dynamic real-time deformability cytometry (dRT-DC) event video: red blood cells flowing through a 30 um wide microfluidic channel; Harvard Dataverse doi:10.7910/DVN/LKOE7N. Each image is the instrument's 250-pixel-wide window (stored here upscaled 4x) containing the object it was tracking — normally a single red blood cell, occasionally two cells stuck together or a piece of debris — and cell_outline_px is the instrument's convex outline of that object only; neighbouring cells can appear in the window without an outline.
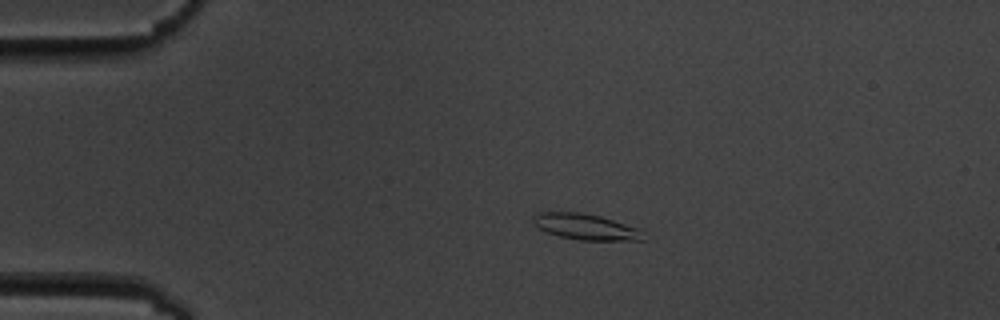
{"species": "common noctule bat (a hibernating species)", "species_latin": "Nyctalus noctula", "temperature_condition": "cold", "stored_images_in_passage": 4, "camera_frame_rate_fps": 3000, "um_per_image_px": 0.085, "animal": {"sex": "male", "body_mass_g": 19.5, "forearm_length_mm": 54.6}, "frame": {"image": 1, "passage_image": 2, "time_ms": 1.0, "image_size_px": [1000, 320], "cell_outline_px": [[648, 240], [580, 240], [560, 236], [536, 228], [532, 224], [532, 216], [536, 212], [580, 212], [600, 216], [636, 228]], "centroid_in_image_um": [49.69, 19.27], "position_along_channel_um": 35.3, "area_um2": 16.53}}
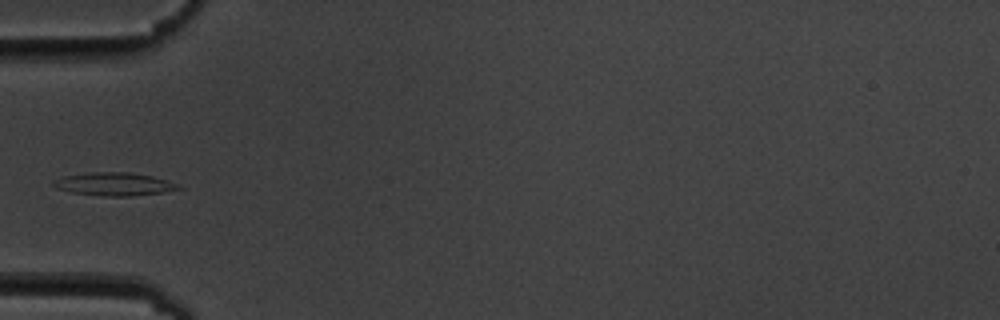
{"frame": {"image": 2, "passage_image": 4, "time_ms": 3.333, "image_size_px": [1000, 320], "cell_outline_px": [[184, 188], [160, 192], [132, 196], [104, 196], [72, 192], [56, 188], [52, 184], [52, 180], [60, 176], [92, 172], [128, 172], [152, 176], [176, 184]], "centroid_in_image_um": [9.62, 15.64], "position_along_channel_um": 75.4, "area_um2": 16.65}}